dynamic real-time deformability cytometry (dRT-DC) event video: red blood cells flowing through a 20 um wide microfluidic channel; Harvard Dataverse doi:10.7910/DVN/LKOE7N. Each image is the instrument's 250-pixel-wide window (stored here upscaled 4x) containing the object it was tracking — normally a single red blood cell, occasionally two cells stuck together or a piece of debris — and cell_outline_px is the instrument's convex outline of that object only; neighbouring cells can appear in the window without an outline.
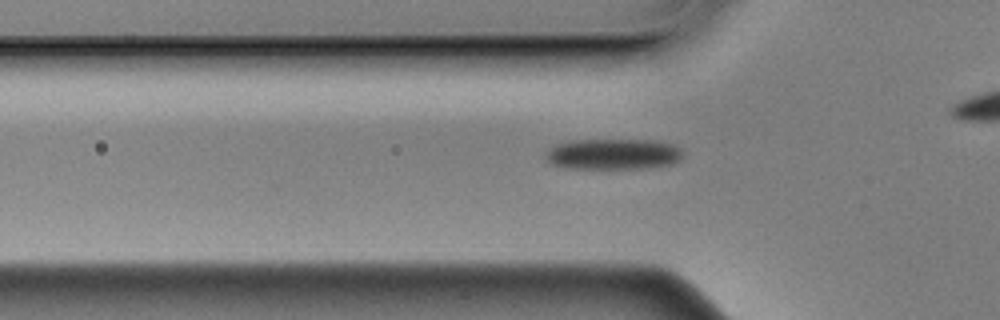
{"species": "Egyptian fruit bat (a non-hibernating species)", "species_latin": "Rousettus aegyptiacus", "temperature_condition": "cold", "stored_images_in_passage": 39, "camera_frame_rate_fps": 3000, "um_per_image_px": 0.085, "animal": {"sex": "male"}, "frame": {"image": 1, "passage_image": 11, "time_ms": 3.333, "image_size_px": [1000, 320], "cell_outline_px": [[684, 156], [672, 164], [640, 168], [564, 168], [552, 164], [544, 156], [544, 152], [560, 144], [572, 140], [656, 140], [672, 144], [680, 148], [684, 152]], "centroid_in_image_um": [52.15, 13.09], "position_along_channel_um": 73.7, "area_um2": 24.57}}
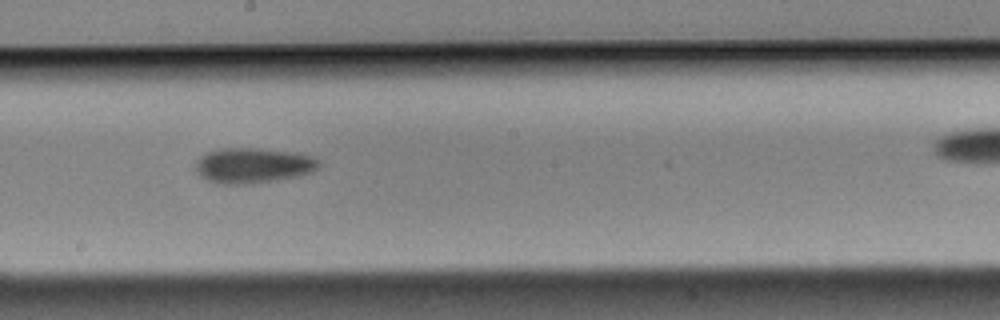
{"frame": {"image": 2, "passage_image": 24, "time_ms": 7.667, "image_size_px": [1000, 320], "cell_outline_px": [[320, 168], [312, 172], [300, 176], [252, 184], [216, 184], [200, 176], [192, 168], [192, 164], [200, 156], [208, 152], [220, 148], [256, 148], [296, 152], [312, 156], [320, 160]], "centroid_in_image_um": [21.49, 14.07], "position_along_channel_um": 226.7, "area_um2": 26.01}}
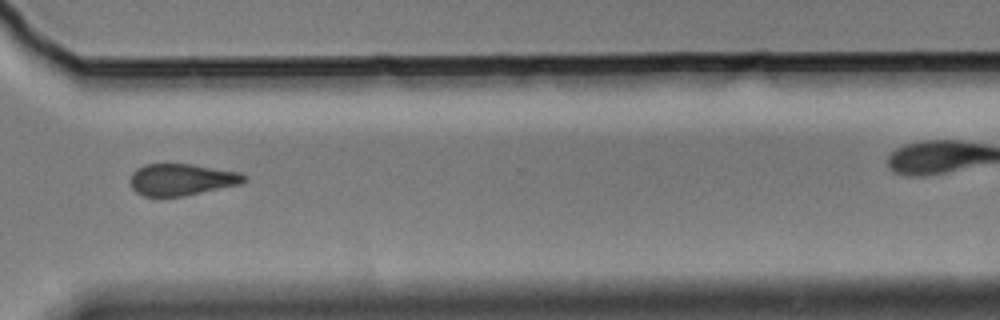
{"frame": {"image": 3, "passage_image": 35, "time_ms": 11.333, "image_size_px": [1000, 320], "cell_outline_px": [[248, 180], [244, 184], [184, 196], [144, 196], [136, 192], [132, 188], [128, 180], [132, 172], [136, 168], [144, 164], [192, 164], [240, 172], [248, 176]], "centroid_in_image_um": [15.47, 15.26], "position_along_channel_um": 355.1, "area_um2": 21.5}}